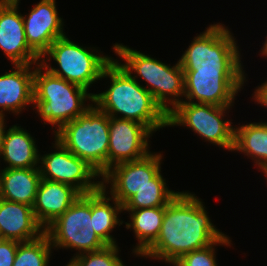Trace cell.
Segmentation results:
<instances>
[{
  "mask_svg": "<svg viewBox=\"0 0 267 266\" xmlns=\"http://www.w3.org/2000/svg\"><path fill=\"white\" fill-rule=\"evenodd\" d=\"M80 196L81 193L70 185L41 179L32 206L37 222L45 229Z\"/></svg>",
  "mask_w": 267,
  "mask_h": 266,
  "instance_id": "obj_17",
  "label": "cell"
},
{
  "mask_svg": "<svg viewBox=\"0 0 267 266\" xmlns=\"http://www.w3.org/2000/svg\"><path fill=\"white\" fill-rule=\"evenodd\" d=\"M267 38V37H266ZM262 53H260L261 55L266 56L267 57V39L265 40V43L263 45V48H261V51Z\"/></svg>",
  "mask_w": 267,
  "mask_h": 266,
  "instance_id": "obj_32",
  "label": "cell"
},
{
  "mask_svg": "<svg viewBox=\"0 0 267 266\" xmlns=\"http://www.w3.org/2000/svg\"><path fill=\"white\" fill-rule=\"evenodd\" d=\"M43 233L44 228L37 222L32 206L0 199V239L26 242Z\"/></svg>",
  "mask_w": 267,
  "mask_h": 266,
  "instance_id": "obj_18",
  "label": "cell"
},
{
  "mask_svg": "<svg viewBox=\"0 0 267 266\" xmlns=\"http://www.w3.org/2000/svg\"><path fill=\"white\" fill-rule=\"evenodd\" d=\"M162 154L149 153L146 157L113 165L101 179L102 187L110 184L109 194L122 206L139 190L154 185V177L161 172Z\"/></svg>",
  "mask_w": 267,
  "mask_h": 266,
  "instance_id": "obj_12",
  "label": "cell"
},
{
  "mask_svg": "<svg viewBox=\"0 0 267 266\" xmlns=\"http://www.w3.org/2000/svg\"><path fill=\"white\" fill-rule=\"evenodd\" d=\"M153 133L143 124L109 116L108 170L115 164L146 157Z\"/></svg>",
  "mask_w": 267,
  "mask_h": 266,
  "instance_id": "obj_13",
  "label": "cell"
},
{
  "mask_svg": "<svg viewBox=\"0 0 267 266\" xmlns=\"http://www.w3.org/2000/svg\"><path fill=\"white\" fill-rule=\"evenodd\" d=\"M2 198V195H1V180H0V199Z\"/></svg>",
  "mask_w": 267,
  "mask_h": 266,
  "instance_id": "obj_34",
  "label": "cell"
},
{
  "mask_svg": "<svg viewBox=\"0 0 267 266\" xmlns=\"http://www.w3.org/2000/svg\"><path fill=\"white\" fill-rule=\"evenodd\" d=\"M118 245H107L98 251L73 256L70 263L73 266H119L122 262Z\"/></svg>",
  "mask_w": 267,
  "mask_h": 266,
  "instance_id": "obj_26",
  "label": "cell"
},
{
  "mask_svg": "<svg viewBox=\"0 0 267 266\" xmlns=\"http://www.w3.org/2000/svg\"><path fill=\"white\" fill-rule=\"evenodd\" d=\"M0 1H2V2H7V1L15 2V1H17V0H0Z\"/></svg>",
  "mask_w": 267,
  "mask_h": 266,
  "instance_id": "obj_33",
  "label": "cell"
},
{
  "mask_svg": "<svg viewBox=\"0 0 267 266\" xmlns=\"http://www.w3.org/2000/svg\"><path fill=\"white\" fill-rule=\"evenodd\" d=\"M113 50L125 63L117 59L116 61L135 80H138L139 76L146 82L147 85L143 87L152 94L154 100L167 114L183 102L181 97L184 96V71L179 60L174 66H169L150 55L118 43L113 45ZM133 71L136 76L132 75Z\"/></svg>",
  "mask_w": 267,
  "mask_h": 266,
  "instance_id": "obj_4",
  "label": "cell"
},
{
  "mask_svg": "<svg viewBox=\"0 0 267 266\" xmlns=\"http://www.w3.org/2000/svg\"><path fill=\"white\" fill-rule=\"evenodd\" d=\"M58 15L56 0H40L29 14H22L27 44L40 58L57 38L66 34Z\"/></svg>",
  "mask_w": 267,
  "mask_h": 266,
  "instance_id": "obj_15",
  "label": "cell"
},
{
  "mask_svg": "<svg viewBox=\"0 0 267 266\" xmlns=\"http://www.w3.org/2000/svg\"><path fill=\"white\" fill-rule=\"evenodd\" d=\"M159 172L154 177V185H148L136 192L124 205L123 210L166 206L179 192L169 190Z\"/></svg>",
  "mask_w": 267,
  "mask_h": 266,
  "instance_id": "obj_24",
  "label": "cell"
},
{
  "mask_svg": "<svg viewBox=\"0 0 267 266\" xmlns=\"http://www.w3.org/2000/svg\"><path fill=\"white\" fill-rule=\"evenodd\" d=\"M54 136L101 177L108 171L109 116L95 104L65 124Z\"/></svg>",
  "mask_w": 267,
  "mask_h": 266,
  "instance_id": "obj_5",
  "label": "cell"
},
{
  "mask_svg": "<svg viewBox=\"0 0 267 266\" xmlns=\"http://www.w3.org/2000/svg\"><path fill=\"white\" fill-rule=\"evenodd\" d=\"M224 235L211 222L203 202L195 194L182 191L165 206L157 239L136 256L179 260L184 254L209 246Z\"/></svg>",
  "mask_w": 267,
  "mask_h": 266,
  "instance_id": "obj_1",
  "label": "cell"
},
{
  "mask_svg": "<svg viewBox=\"0 0 267 266\" xmlns=\"http://www.w3.org/2000/svg\"><path fill=\"white\" fill-rule=\"evenodd\" d=\"M65 266H73L70 262H68V264L67 265H65Z\"/></svg>",
  "mask_w": 267,
  "mask_h": 266,
  "instance_id": "obj_36",
  "label": "cell"
},
{
  "mask_svg": "<svg viewBox=\"0 0 267 266\" xmlns=\"http://www.w3.org/2000/svg\"><path fill=\"white\" fill-rule=\"evenodd\" d=\"M244 74V71H184V99L187 100L183 101L233 106L246 80Z\"/></svg>",
  "mask_w": 267,
  "mask_h": 266,
  "instance_id": "obj_10",
  "label": "cell"
},
{
  "mask_svg": "<svg viewBox=\"0 0 267 266\" xmlns=\"http://www.w3.org/2000/svg\"><path fill=\"white\" fill-rule=\"evenodd\" d=\"M51 249L45 232L36 239L19 242L13 266H49Z\"/></svg>",
  "mask_w": 267,
  "mask_h": 266,
  "instance_id": "obj_25",
  "label": "cell"
},
{
  "mask_svg": "<svg viewBox=\"0 0 267 266\" xmlns=\"http://www.w3.org/2000/svg\"><path fill=\"white\" fill-rule=\"evenodd\" d=\"M253 97L255 103L267 108V80L255 89Z\"/></svg>",
  "mask_w": 267,
  "mask_h": 266,
  "instance_id": "obj_29",
  "label": "cell"
},
{
  "mask_svg": "<svg viewBox=\"0 0 267 266\" xmlns=\"http://www.w3.org/2000/svg\"><path fill=\"white\" fill-rule=\"evenodd\" d=\"M87 49L65 35L51 44L40 58V63L53 75L89 90L91 84L101 80L103 70L113 58L102 55L97 49ZM50 59L56 61L59 68L50 67Z\"/></svg>",
  "mask_w": 267,
  "mask_h": 266,
  "instance_id": "obj_7",
  "label": "cell"
},
{
  "mask_svg": "<svg viewBox=\"0 0 267 266\" xmlns=\"http://www.w3.org/2000/svg\"><path fill=\"white\" fill-rule=\"evenodd\" d=\"M123 211L130 212V223H125L126 228H132L138 240V244L132 252L134 254L143 253L159 235L165 214V206Z\"/></svg>",
  "mask_w": 267,
  "mask_h": 266,
  "instance_id": "obj_23",
  "label": "cell"
},
{
  "mask_svg": "<svg viewBox=\"0 0 267 266\" xmlns=\"http://www.w3.org/2000/svg\"><path fill=\"white\" fill-rule=\"evenodd\" d=\"M232 151H239L252 157L256 166L267 174V122H253L234 127V147Z\"/></svg>",
  "mask_w": 267,
  "mask_h": 266,
  "instance_id": "obj_22",
  "label": "cell"
},
{
  "mask_svg": "<svg viewBox=\"0 0 267 266\" xmlns=\"http://www.w3.org/2000/svg\"><path fill=\"white\" fill-rule=\"evenodd\" d=\"M4 120H5V113L0 112V151L2 148V143H3L4 135L6 132V130H5L6 129V127H5L6 122Z\"/></svg>",
  "mask_w": 267,
  "mask_h": 266,
  "instance_id": "obj_30",
  "label": "cell"
},
{
  "mask_svg": "<svg viewBox=\"0 0 267 266\" xmlns=\"http://www.w3.org/2000/svg\"><path fill=\"white\" fill-rule=\"evenodd\" d=\"M18 241L0 239V266H13Z\"/></svg>",
  "mask_w": 267,
  "mask_h": 266,
  "instance_id": "obj_28",
  "label": "cell"
},
{
  "mask_svg": "<svg viewBox=\"0 0 267 266\" xmlns=\"http://www.w3.org/2000/svg\"><path fill=\"white\" fill-rule=\"evenodd\" d=\"M107 77L110 87L93 95L92 102L99 110L114 118L139 122L152 133L168 127V114L115 59L105 67L100 79Z\"/></svg>",
  "mask_w": 267,
  "mask_h": 266,
  "instance_id": "obj_2",
  "label": "cell"
},
{
  "mask_svg": "<svg viewBox=\"0 0 267 266\" xmlns=\"http://www.w3.org/2000/svg\"><path fill=\"white\" fill-rule=\"evenodd\" d=\"M119 266H125V264L123 263V261L119 264Z\"/></svg>",
  "mask_w": 267,
  "mask_h": 266,
  "instance_id": "obj_35",
  "label": "cell"
},
{
  "mask_svg": "<svg viewBox=\"0 0 267 266\" xmlns=\"http://www.w3.org/2000/svg\"><path fill=\"white\" fill-rule=\"evenodd\" d=\"M41 179L39 167L1 169L2 199L33 206Z\"/></svg>",
  "mask_w": 267,
  "mask_h": 266,
  "instance_id": "obj_20",
  "label": "cell"
},
{
  "mask_svg": "<svg viewBox=\"0 0 267 266\" xmlns=\"http://www.w3.org/2000/svg\"><path fill=\"white\" fill-rule=\"evenodd\" d=\"M32 65L35 64L13 65L14 70L0 75V112L12 111L17 115L27 105H33L35 67Z\"/></svg>",
  "mask_w": 267,
  "mask_h": 266,
  "instance_id": "obj_16",
  "label": "cell"
},
{
  "mask_svg": "<svg viewBox=\"0 0 267 266\" xmlns=\"http://www.w3.org/2000/svg\"><path fill=\"white\" fill-rule=\"evenodd\" d=\"M33 105L44 124L56 126L58 132L65 124L82 115L93 101L94 93L53 75L41 63L35 64ZM44 70V71H43Z\"/></svg>",
  "mask_w": 267,
  "mask_h": 266,
  "instance_id": "obj_3",
  "label": "cell"
},
{
  "mask_svg": "<svg viewBox=\"0 0 267 266\" xmlns=\"http://www.w3.org/2000/svg\"><path fill=\"white\" fill-rule=\"evenodd\" d=\"M55 151L40 155L39 170L42 179L70 185L81 194L98 191L102 181H92L101 175L86 161L71 153L58 139L55 138ZM55 145V146H54ZM96 177V178H95Z\"/></svg>",
  "mask_w": 267,
  "mask_h": 266,
  "instance_id": "obj_11",
  "label": "cell"
},
{
  "mask_svg": "<svg viewBox=\"0 0 267 266\" xmlns=\"http://www.w3.org/2000/svg\"><path fill=\"white\" fill-rule=\"evenodd\" d=\"M231 107L183 101L169 112L168 126L188 127L203 140L232 152L234 127L230 120H224Z\"/></svg>",
  "mask_w": 267,
  "mask_h": 266,
  "instance_id": "obj_9",
  "label": "cell"
},
{
  "mask_svg": "<svg viewBox=\"0 0 267 266\" xmlns=\"http://www.w3.org/2000/svg\"><path fill=\"white\" fill-rule=\"evenodd\" d=\"M214 245H231V240L225 234L220 240L215 241L213 244L196 249L189 253L184 254L179 261L185 266H217L215 246ZM214 247V248H213Z\"/></svg>",
  "mask_w": 267,
  "mask_h": 266,
  "instance_id": "obj_27",
  "label": "cell"
},
{
  "mask_svg": "<svg viewBox=\"0 0 267 266\" xmlns=\"http://www.w3.org/2000/svg\"><path fill=\"white\" fill-rule=\"evenodd\" d=\"M19 2L0 1V49L13 65L38 64L40 57L27 44Z\"/></svg>",
  "mask_w": 267,
  "mask_h": 266,
  "instance_id": "obj_14",
  "label": "cell"
},
{
  "mask_svg": "<svg viewBox=\"0 0 267 266\" xmlns=\"http://www.w3.org/2000/svg\"><path fill=\"white\" fill-rule=\"evenodd\" d=\"M106 187L91 193V216H93V229L97 236L106 245H117L115 238L110 235L117 225H122L118 214L123 211V206L113 197L107 196ZM112 200L113 204L110 203ZM112 204V205H111Z\"/></svg>",
  "mask_w": 267,
  "mask_h": 266,
  "instance_id": "obj_21",
  "label": "cell"
},
{
  "mask_svg": "<svg viewBox=\"0 0 267 266\" xmlns=\"http://www.w3.org/2000/svg\"><path fill=\"white\" fill-rule=\"evenodd\" d=\"M91 216V193L81 196L44 232L54 249L65 248L78 250L80 254L98 251L107 246L96 234Z\"/></svg>",
  "mask_w": 267,
  "mask_h": 266,
  "instance_id": "obj_8",
  "label": "cell"
},
{
  "mask_svg": "<svg viewBox=\"0 0 267 266\" xmlns=\"http://www.w3.org/2000/svg\"><path fill=\"white\" fill-rule=\"evenodd\" d=\"M240 56L232 33L217 23L194 37L179 63L183 71H244Z\"/></svg>",
  "mask_w": 267,
  "mask_h": 266,
  "instance_id": "obj_6",
  "label": "cell"
},
{
  "mask_svg": "<svg viewBox=\"0 0 267 266\" xmlns=\"http://www.w3.org/2000/svg\"><path fill=\"white\" fill-rule=\"evenodd\" d=\"M165 262L166 263H169V264H172L173 266H185L179 260H168V261H165Z\"/></svg>",
  "mask_w": 267,
  "mask_h": 266,
  "instance_id": "obj_31",
  "label": "cell"
},
{
  "mask_svg": "<svg viewBox=\"0 0 267 266\" xmlns=\"http://www.w3.org/2000/svg\"><path fill=\"white\" fill-rule=\"evenodd\" d=\"M20 127L13 125L5 132L0 151V158L8 164L5 168H33L40 164L34 137Z\"/></svg>",
  "mask_w": 267,
  "mask_h": 266,
  "instance_id": "obj_19",
  "label": "cell"
}]
</instances>
